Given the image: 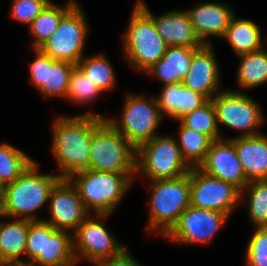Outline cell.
I'll use <instances>...</instances> for the list:
<instances>
[{
	"label": "cell",
	"instance_id": "cb8c5ba5",
	"mask_svg": "<svg viewBox=\"0 0 267 266\" xmlns=\"http://www.w3.org/2000/svg\"><path fill=\"white\" fill-rule=\"evenodd\" d=\"M29 220L0 221V262H24Z\"/></svg>",
	"mask_w": 267,
	"mask_h": 266
},
{
	"label": "cell",
	"instance_id": "4fadbf2b",
	"mask_svg": "<svg viewBox=\"0 0 267 266\" xmlns=\"http://www.w3.org/2000/svg\"><path fill=\"white\" fill-rule=\"evenodd\" d=\"M229 218V215L191 205L180 215L178 222L164 236L181 244H209Z\"/></svg>",
	"mask_w": 267,
	"mask_h": 266
},
{
	"label": "cell",
	"instance_id": "7402d4cb",
	"mask_svg": "<svg viewBox=\"0 0 267 266\" xmlns=\"http://www.w3.org/2000/svg\"><path fill=\"white\" fill-rule=\"evenodd\" d=\"M155 98L160 114L178 121L209 101L204 95L185 87L182 82L165 84L160 96Z\"/></svg>",
	"mask_w": 267,
	"mask_h": 266
},
{
	"label": "cell",
	"instance_id": "5b68a950",
	"mask_svg": "<svg viewBox=\"0 0 267 266\" xmlns=\"http://www.w3.org/2000/svg\"><path fill=\"white\" fill-rule=\"evenodd\" d=\"M148 231L165 236L190 206V172L175 178L150 182Z\"/></svg>",
	"mask_w": 267,
	"mask_h": 266
},
{
	"label": "cell",
	"instance_id": "ba28073f",
	"mask_svg": "<svg viewBox=\"0 0 267 266\" xmlns=\"http://www.w3.org/2000/svg\"><path fill=\"white\" fill-rule=\"evenodd\" d=\"M190 170L174 137L158 134L136 149V175L143 173L150 181L175 179Z\"/></svg>",
	"mask_w": 267,
	"mask_h": 266
},
{
	"label": "cell",
	"instance_id": "4dcf8cb0",
	"mask_svg": "<svg viewBox=\"0 0 267 266\" xmlns=\"http://www.w3.org/2000/svg\"><path fill=\"white\" fill-rule=\"evenodd\" d=\"M179 121L185 127L207 135L212 141L222 138L217 123L216 109L212 100H209L201 108L186 114Z\"/></svg>",
	"mask_w": 267,
	"mask_h": 266
},
{
	"label": "cell",
	"instance_id": "44dd1931",
	"mask_svg": "<svg viewBox=\"0 0 267 266\" xmlns=\"http://www.w3.org/2000/svg\"><path fill=\"white\" fill-rule=\"evenodd\" d=\"M229 139L234 144L247 181L267 180V136L261 133Z\"/></svg>",
	"mask_w": 267,
	"mask_h": 266
},
{
	"label": "cell",
	"instance_id": "9a60e30c",
	"mask_svg": "<svg viewBox=\"0 0 267 266\" xmlns=\"http://www.w3.org/2000/svg\"><path fill=\"white\" fill-rule=\"evenodd\" d=\"M49 222L55 229L74 233L78 226L90 215L79 197L76 187L69 179H60L49 195Z\"/></svg>",
	"mask_w": 267,
	"mask_h": 266
},
{
	"label": "cell",
	"instance_id": "484cf974",
	"mask_svg": "<svg viewBox=\"0 0 267 266\" xmlns=\"http://www.w3.org/2000/svg\"><path fill=\"white\" fill-rule=\"evenodd\" d=\"M237 83L241 89H252L267 82V50L239 55Z\"/></svg>",
	"mask_w": 267,
	"mask_h": 266
},
{
	"label": "cell",
	"instance_id": "8fae6325",
	"mask_svg": "<svg viewBox=\"0 0 267 266\" xmlns=\"http://www.w3.org/2000/svg\"><path fill=\"white\" fill-rule=\"evenodd\" d=\"M216 109L217 123L229 129L241 130L239 137L261 134L257 131L264 121L258 103L240 91L220 90L212 99Z\"/></svg>",
	"mask_w": 267,
	"mask_h": 266
},
{
	"label": "cell",
	"instance_id": "8992f818",
	"mask_svg": "<svg viewBox=\"0 0 267 266\" xmlns=\"http://www.w3.org/2000/svg\"><path fill=\"white\" fill-rule=\"evenodd\" d=\"M25 257L33 266H75L73 233L45 220H29Z\"/></svg>",
	"mask_w": 267,
	"mask_h": 266
},
{
	"label": "cell",
	"instance_id": "ac0fdd59",
	"mask_svg": "<svg viewBox=\"0 0 267 266\" xmlns=\"http://www.w3.org/2000/svg\"><path fill=\"white\" fill-rule=\"evenodd\" d=\"M211 45H203L194 54L182 84L211 100L220 91L218 62Z\"/></svg>",
	"mask_w": 267,
	"mask_h": 266
},
{
	"label": "cell",
	"instance_id": "7c38bea8",
	"mask_svg": "<svg viewBox=\"0 0 267 266\" xmlns=\"http://www.w3.org/2000/svg\"><path fill=\"white\" fill-rule=\"evenodd\" d=\"M241 190L235 185L210 176L198 167L190 170V205L230 215L239 205Z\"/></svg>",
	"mask_w": 267,
	"mask_h": 266
},
{
	"label": "cell",
	"instance_id": "d590c367",
	"mask_svg": "<svg viewBox=\"0 0 267 266\" xmlns=\"http://www.w3.org/2000/svg\"><path fill=\"white\" fill-rule=\"evenodd\" d=\"M93 266H141L133 256L124 248L119 254L100 260Z\"/></svg>",
	"mask_w": 267,
	"mask_h": 266
},
{
	"label": "cell",
	"instance_id": "30bf717a",
	"mask_svg": "<svg viewBox=\"0 0 267 266\" xmlns=\"http://www.w3.org/2000/svg\"><path fill=\"white\" fill-rule=\"evenodd\" d=\"M87 20L78 3L61 19L56 31L38 49L54 60L76 65L84 56L88 34Z\"/></svg>",
	"mask_w": 267,
	"mask_h": 266
},
{
	"label": "cell",
	"instance_id": "8d00e7d4",
	"mask_svg": "<svg viewBox=\"0 0 267 266\" xmlns=\"http://www.w3.org/2000/svg\"><path fill=\"white\" fill-rule=\"evenodd\" d=\"M0 266H33L30 262H0Z\"/></svg>",
	"mask_w": 267,
	"mask_h": 266
},
{
	"label": "cell",
	"instance_id": "6da1fadb",
	"mask_svg": "<svg viewBox=\"0 0 267 266\" xmlns=\"http://www.w3.org/2000/svg\"><path fill=\"white\" fill-rule=\"evenodd\" d=\"M92 114L73 117H58L53 124V155L58 162L62 179L90 169V147L92 140Z\"/></svg>",
	"mask_w": 267,
	"mask_h": 266
},
{
	"label": "cell",
	"instance_id": "ffe728a7",
	"mask_svg": "<svg viewBox=\"0 0 267 266\" xmlns=\"http://www.w3.org/2000/svg\"><path fill=\"white\" fill-rule=\"evenodd\" d=\"M186 12L202 45H211L206 39L209 36L223 38L235 16L230 6L215 2L200 3Z\"/></svg>",
	"mask_w": 267,
	"mask_h": 266
},
{
	"label": "cell",
	"instance_id": "d6986e66",
	"mask_svg": "<svg viewBox=\"0 0 267 266\" xmlns=\"http://www.w3.org/2000/svg\"><path fill=\"white\" fill-rule=\"evenodd\" d=\"M137 4L152 18L157 33L168 46L192 48L203 46L186 11L173 10L160 16H154L144 1L138 0Z\"/></svg>",
	"mask_w": 267,
	"mask_h": 266
},
{
	"label": "cell",
	"instance_id": "83f0119b",
	"mask_svg": "<svg viewBox=\"0 0 267 266\" xmlns=\"http://www.w3.org/2000/svg\"><path fill=\"white\" fill-rule=\"evenodd\" d=\"M179 142L178 146L182 158L191 167H198L206 157L212 140L192 128L185 127L181 122L179 124Z\"/></svg>",
	"mask_w": 267,
	"mask_h": 266
},
{
	"label": "cell",
	"instance_id": "f546056e",
	"mask_svg": "<svg viewBox=\"0 0 267 266\" xmlns=\"http://www.w3.org/2000/svg\"><path fill=\"white\" fill-rule=\"evenodd\" d=\"M76 66L101 89V91L112 90L115 86V72L113 67L102 54L95 56H84Z\"/></svg>",
	"mask_w": 267,
	"mask_h": 266
},
{
	"label": "cell",
	"instance_id": "d6a6232c",
	"mask_svg": "<svg viewBox=\"0 0 267 266\" xmlns=\"http://www.w3.org/2000/svg\"><path fill=\"white\" fill-rule=\"evenodd\" d=\"M94 82H92L77 66L72 70L66 99L76 104H86L95 100L101 93Z\"/></svg>",
	"mask_w": 267,
	"mask_h": 266
},
{
	"label": "cell",
	"instance_id": "e0dca14e",
	"mask_svg": "<svg viewBox=\"0 0 267 266\" xmlns=\"http://www.w3.org/2000/svg\"><path fill=\"white\" fill-rule=\"evenodd\" d=\"M198 168L210 176L235 185L241 191L249 183L237 157L234 144L229 138L212 141L205 160Z\"/></svg>",
	"mask_w": 267,
	"mask_h": 266
},
{
	"label": "cell",
	"instance_id": "836d02e7",
	"mask_svg": "<svg viewBox=\"0 0 267 266\" xmlns=\"http://www.w3.org/2000/svg\"><path fill=\"white\" fill-rule=\"evenodd\" d=\"M246 266H267V227H255L246 248Z\"/></svg>",
	"mask_w": 267,
	"mask_h": 266
},
{
	"label": "cell",
	"instance_id": "3957f363",
	"mask_svg": "<svg viewBox=\"0 0 267 266\" xmlns=\"http://www.w3.org/2000/svg\"><path fill=\"white\" fill-rule=\"evenodd\" d=\"M136 173H117L86 170L69 178L88 212L101 221L107 218L121 202L134 181Z\"/></svg>",
	"mask_w": 267,
	"mask_h": 266
},
{
	"label": "cell",
	"instance_id": "e575fe53",
	"mask_svg": "<svg viewBox=\"0 0 267 266\" xmlns=\"http://www.w3.org/2000/svg\"><path fill=\"white\" fill-rule=\"evenodd\" d=\"M50 2V0H14L11 15L16 21L29 27Z\"/></svg>",
	"mask_w": 267,
	"mask_h": 266
},
{
	"label": "cell",
	"instance_id": "277c9868",
	"mask_svg": "<svg viewBox=\"0 0 267 266\" xmlns=\"http://www.w3.org/2000/svg\"><path fill=\"white\" fill-rule=\"evenodd\" d=\"M90 170L136 173V148L104 117L92 114Z\"/></svg>",
	"mask_w": 267,
	"mask_h": 266
},
{
	"label": "cell",
	"instance_id": "5bb4252c",
	"mask_svg": "<svg viewBox=\"0 0 267 266\" xmlns=\"http://www.w3.org/2000/svg\"><path fill=\"white\" fill-rule=\"evenodd\" d=\"M104 226L89 215L73 233L76 263L86 259L92 264L119 254L125 247Z\"/></svg>",
	"mask_w": 267,
	"mask_h": 266
},
{
	"label": "cell",
	"instance_id": "52a82bcc",
	"mask_svg": "<svg viewBox=\"0 0 267 266\" xmlns=\"http://www.w3.org/2000/svg\"><path fill=\"white\" fill-rule=\"evenodd\" d=\"M122 38L128 63L145 72L164 57L168 48L152 18L137 3Z\"/></svg>",
	"mask_w": 267,
	"mask_h": 266
},
{
	"label": "cell",
	"instance_id": "603a6c76",
	"mask_svg": "<svg viewBox=\"0 0 267 266\" xmlns=\"http://www.w3.org/2000/svg\"><path fill=\"white\" fill-rule=\"evenodd\" d=\"M199 48L168 46L164 57L146 72L153 74L162 84L182 82L187 74L193 54Z\"/></svg>",
	"mask_w": 267,
	"mask_h": 266
},
{
	"label": "cell",
	"instance_id": "d4e9b609",
	"mask_svg": "<svg viewBox=\"0 0 267 266\" xmlns=\"http://www.w3.org/2000/svg\"><path fill=\"white\" fill-rule=\"evenodd\" d=\"M238 56L263 49L261 30L251 20L232 18L223 36Z\"/></svg>",
	"mask_w": 267,
	"mask_h": 266
},
{
	"label": "cell",
	"instance_id": "f1b7e54d",
	"mask_svg": "<svg viewBox=\"0 0 267 266\" xmlns=\"http://www.w3.org/2000/svg\"><path fill=\"white\" fill-rule=\"evenodd\" d=\"M33 162L30 156L13 145H0V188L14 182Z\"/></svg>",
	"mask_w": 267,
	"mask_h": 266
},
{
	"label": "cell",
	"instance_id": "7a4b0ae2",
	"mask_svg": "<svg viewBox=\"0 0 267 266\" xmlns=\"http://www.w3.org/2000/svg\"><path fill=\"white\" fill-rule=\"evenodd\" d=\"M60 179L58 175L38 173L34 161L19 178L1 189L0 217L42 220L34 214L48 203L50 192Z\"/></svg>",
	"mask_w": 267,
	"mask_h": 266
},
{
	"label": "cell",
	"instance_id": "9c48e42d",
	"mask_svg": "<svg viewBox=\"0 0 267 266\" xmlns=\"http://www.w3.org/2000/svg\"><path fill=\"white\" fill-rule=\"evenodd\" d=\"M120 121L106 120L123 135L136 149L157 136L156 128L163 116L156 98L127 93Z\"/></svg>",
	"mask_w": 267,
	"mask_h": 266
},
{
	"label": "cell",
	"instance_id": "1f68e13d",
	"mask_svg": "<svg viewBox=\"0 0 267 266\" xmlns=\"http://www.w3.org/2000/svg\"><path fill=\"white\" fill-rule=\"evenodd\" d=\"M248 192V216L255 227H267V180L249 182L241 191Z\"/></svg>",
	"mask_w": 267,
	"mask_h": 266
},
{
	"label": "cell",
	"instance_id": "2e32d148",
	"mask_svg": "<svg viewBox=\"0 0 267 266\" xmlns=\"http://www.w3.org/2000/svg\"><path fill=\"white\" fill-rule=\"evenodd\" d=\"M36 58L30 63V81L45 97H65L70 76L76 65L54 60L39 49H34Z\"/></svg>",
	"mask_w": 267,
	"mask_h": 266
},
{
	"label": "cell",
	"instance_id": "4316f807",
	"mask_svg": "<svg viewBox=\"0 0 267 266\" xmlns=\"http://www.w3.org/2000/svg\"><path fill=\"white\" fill-rule=\"evenodd\" d=\"M76 4L69 0L65 8L50 2L44 10L34 19L29 26L30 33L34 37L32 47L38 49L56 31L62 17Z\"/></svg>",
	"mask_w": 267,
	"mask_h": 266
}]
</instances>
